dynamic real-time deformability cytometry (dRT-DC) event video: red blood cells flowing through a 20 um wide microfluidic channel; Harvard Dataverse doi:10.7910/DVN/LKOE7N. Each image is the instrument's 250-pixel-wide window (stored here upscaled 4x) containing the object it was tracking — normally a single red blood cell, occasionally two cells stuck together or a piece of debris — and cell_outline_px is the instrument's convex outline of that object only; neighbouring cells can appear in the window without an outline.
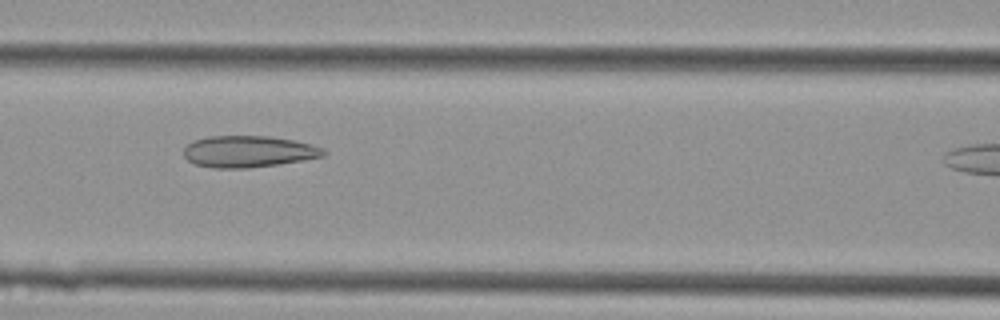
{"species": "Egyptian fruit bat (a non-hibernating species)", "species_latin": "Rousettus aegyptiacus", "temperature_condition": "cold", "stored_images_in_passage": 12, "camera_frame_rate_fps": 3000, "um_per_image_px": 0.085, "animal": {"sex": "female"}, "frame": {"image": 1, "passage_image": 6, "time_ms": 1.667, "image_size_px": [1000, 320], "cell_outline_px": [[328, 152], [324, 156], [304, 160], [280, 164], [248, 168], [212, 168], [196, 164], [188, 160], [184, 156], [184, 148], [192, 140], [208, 136], [268, 136], [296, 140], [312, 144]], "centroid_in_image_um": [21.12, 12.88], "position_along_channel_um": 145.5, "area_um2": 25.89}}
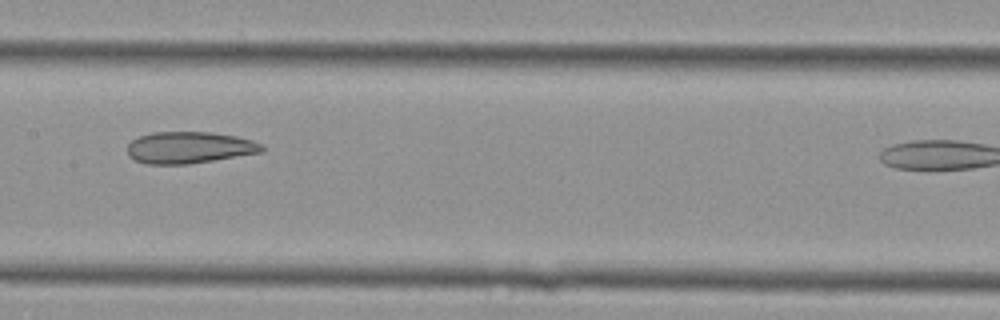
{"frame": {"image": 2, "passage_image": 9, "time_ms": 2.667, "image_size_px": [1000, 320], "cell_outline_px": [[264, 152], [188, 164], [144, 164], [128, 156], [128, 144], [132, 140], [140, 136], [152, 132], [212, 132], [236, 136], [252, 140], [260, 144], [264, 148]], "centroid_in_image_um": [16.08, 12.54], "position_along_channel_um": 191.3, "area_um2": 24.85}}